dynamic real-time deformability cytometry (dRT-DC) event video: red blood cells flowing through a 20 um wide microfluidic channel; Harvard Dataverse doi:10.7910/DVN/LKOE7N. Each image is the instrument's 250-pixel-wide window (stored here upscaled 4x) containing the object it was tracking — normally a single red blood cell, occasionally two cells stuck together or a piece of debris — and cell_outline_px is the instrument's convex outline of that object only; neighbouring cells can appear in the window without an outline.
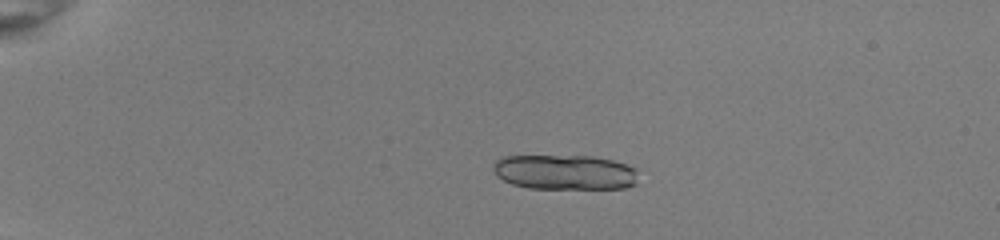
{"species": "common noctule bat (a hibernating species)", "species_latin": "Nyctalus noctula", "temperature_condition": "room temperature", "stored_images_in_passage": 18, "segment_of_instrument_passage": [1, 2], "camera_frame_rate_fps": 3000, "um_per_image_px": 0.085, "animal": {"sex": "female", "body_mass_g": 22.0, "forearm_length_mm": 56.7}, "frame": {"image": 1, "passage_image": 1, "time_ms": 0.0, "image_size_px": [1000, 240], "cell_outline_px": [[636, 184], [624, 188], [528, 188], [512, 184], [496, 176], [492, 168], [492, 164], [496, 160], [504, 156], [592, 156], [612, 160], [636, 168]], "centroid_in_image_um": [47.97, 14.63], "position_along_channel_um": 37.0, "area_um2": 29.54}}